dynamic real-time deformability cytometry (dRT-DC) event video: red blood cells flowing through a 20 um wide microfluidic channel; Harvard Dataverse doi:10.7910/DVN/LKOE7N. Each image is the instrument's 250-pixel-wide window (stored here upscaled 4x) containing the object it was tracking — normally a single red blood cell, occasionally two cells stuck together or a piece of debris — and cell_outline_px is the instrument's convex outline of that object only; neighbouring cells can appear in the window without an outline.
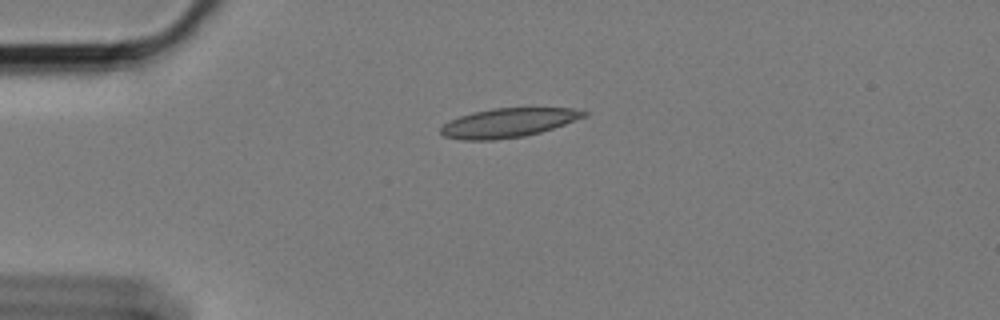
{"species": "Egyptian fruit bat (a non-hibernating species)", "species_latin": "Rousettus aegyptiacus", "temperature_condition": "cold", "stored_images_in_passage": 46, "camera_frame_rate_fps": 3000, "um_per_image_px": 0.085, "animal": {"sex": "female"}, "frame": {"image": 1, "passage_image": 1, "time_ms": 0.0, "image_size_px": [1000, 320], "cell_outline_px": [[588, 116], [540, 132], [524, 136], [492, 140], [464, 140], [444, 136], [440, 132], [440, 128], [444, 124], [460, 116], [472, 112], [492, 108], [572, 108], [588, 112]], "centroid_in_image_um": [43.21, 10.43], "position_along_channel_um": 41.8, "area_um2": 24.1}}
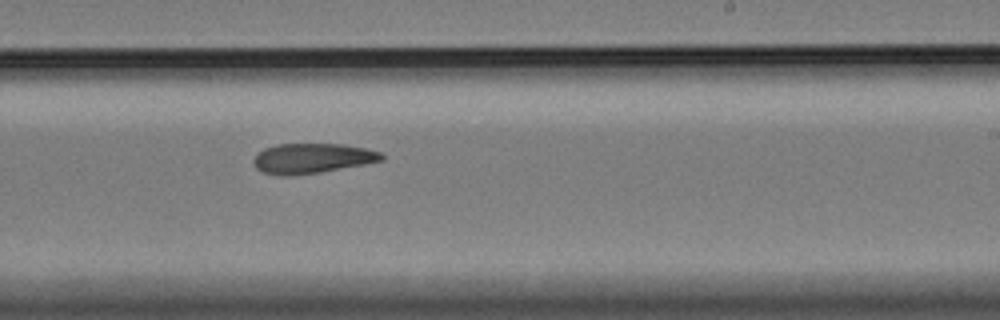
{"frame": {"image": 2, "passage_image": 23, "time_ms": 7.333, "image_size_px": [1000, 320], "cell_outline_px": [[384, 160], [364, 164], [320, 172], [292, 176], [280, 176], [260, 172], [256, 168], [252, 160], [256, 152], [264, 148], [276, 144], [344, 144], [364, 148], [380, 152], [384, 156]], "centroid_in_image_um": [26.46, 13.46], "position_along_channel_um": 262.5, "area_um2": 22.6}}
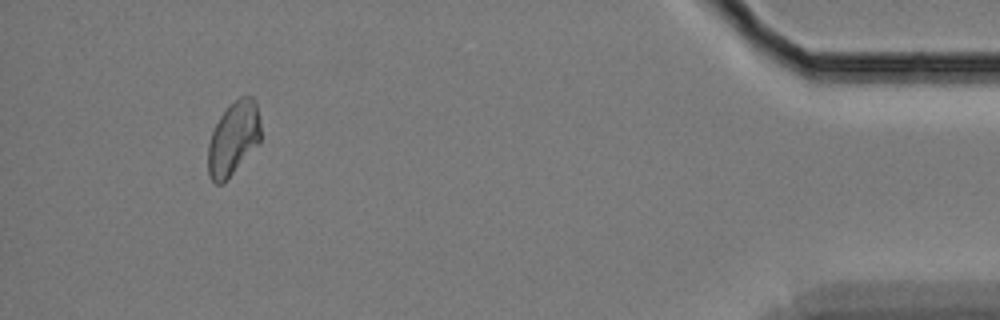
{"frame": {"image": 3, "passage_image": 42, "time_ms": 13.667, "image_size_px": [1000, 320], "cell_outline_px": [[260, 140], [224, 184], [216, 184], [208, 176], [208, 144], [212, 132], [220, 116], [228, 104], [240, 96], [252, 96], [256, 104], [260, 120]], "centroid_in_image_um": [19.81, 11.76], "position_along_channel_um": 415.4, "area_um2": 22.54}}